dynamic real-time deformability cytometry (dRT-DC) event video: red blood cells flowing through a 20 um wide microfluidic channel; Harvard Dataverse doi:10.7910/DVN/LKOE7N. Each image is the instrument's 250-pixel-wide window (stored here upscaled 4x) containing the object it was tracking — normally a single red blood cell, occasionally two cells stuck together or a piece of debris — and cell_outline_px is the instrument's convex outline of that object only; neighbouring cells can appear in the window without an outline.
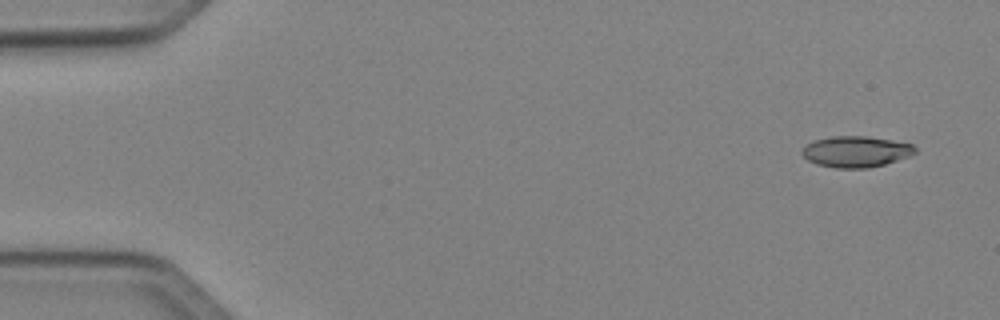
{"species": "Egyptian fruit bat (a non-hibernating species)", "species_latin": "Rousettus aegyptiacus", "temperature_condition": "cold", "stored_images_in_passage": 49, "camera_frame_rate_fps": 3000, "um_per_image_px": 0.085, "animal": {"sex": "female"}, "frame": {"image": 1, "passage_image": 2, "time_ms": 0.333, "image_size_px": [1000, 320], "cell_outline_px": [[916, 152], [912, 156], [884, 164], [868, 168], [836, 168], [816, 164], [808, 160], [800, 152], [808, 144], [816, 140], [832, 136], [868, 136], [892, 140], [912, 144], [916, 148]], "centroid_in_image_um": [72.79, 12.89], "position_along_channel_um": 12.2, "area_um2": 20.46}}
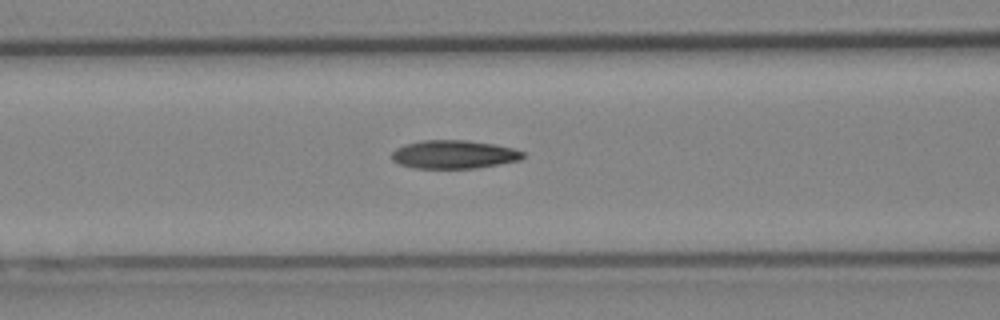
{"frame": {"image": 2, "passage_image": 20, "time_ms": 6.333, "image_size_px": [1000, 320], "cell_outline_px": [[524, 156], [520, 160], [500, 164], [476, 168], [412, 168], [400, 164], [392, 160], [392, 152], [396, 148], [408, 144], [424, 140], [464, 140], [492, 144], [512, 148], [524, 152]], "centroid_in_image_um": [38.58, 13.13], "position_along_channel_um": 128.0, "area_um2": 21.5}}
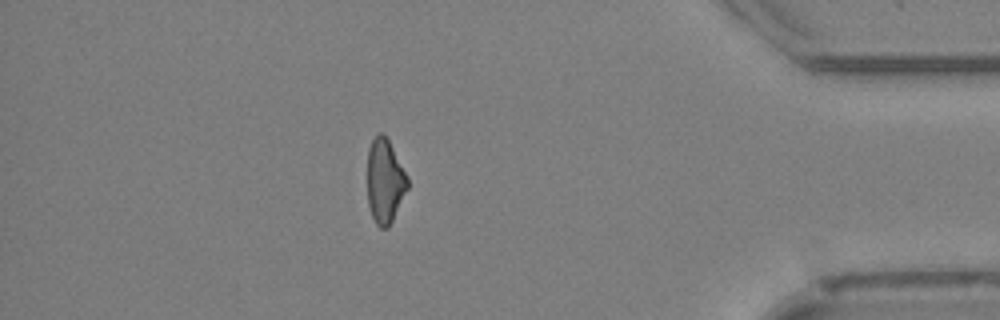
{"frame": {"image": 3, "passage_image": 43, "time_ms": 14.0, "image_size_px": [1000, 320], "cell_outline_px": [[408, 188], [388, 228], [380, 228], [376, 224], [372, 216], [368, 204], [368, 148], [376, 132], [384, 132], [408, 176]], "centroid_in_image_um": [32.71, 15.36], "position_along_channel_um": 402.5, "area_um2": 19.77}, "authors_computed_cell_mechanics": {"area_um2": 21.0392, "velocity_mm_per_s": 4.0862, "shape_relaxation_time_tau1_ms": 9.0382, "shape_relaxation_time_tau2_ms": 6.2633, "deformation_change_tau1": 0.2033, "deformation_change_tau2": 0.1768}}